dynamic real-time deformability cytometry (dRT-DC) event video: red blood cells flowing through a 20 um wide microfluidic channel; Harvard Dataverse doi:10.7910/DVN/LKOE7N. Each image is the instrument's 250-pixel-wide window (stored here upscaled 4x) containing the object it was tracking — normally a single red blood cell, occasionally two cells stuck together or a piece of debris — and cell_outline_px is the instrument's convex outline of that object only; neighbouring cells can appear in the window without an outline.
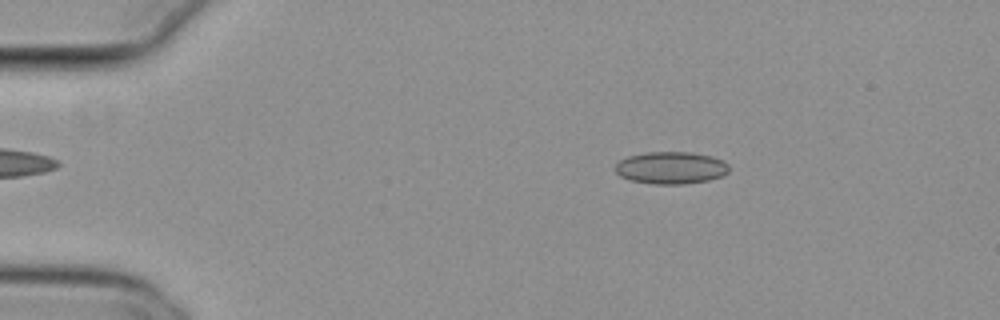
{"species": "common noctule bat (a hibernating species)", "species_latin": "Nyctalus noctula", "temperature_condition": "cold", "stored_images_in_passage": 8, "camera_frame_rate_fps": 3000, "um_per_image_px": 0.085, "animal": {"sex": "female", "body_mass_g": 29.2, "forearm_length_mm": 56.3}, "frame": {"image": 1, "passage_image": 1, "time_ms": 0.0, "image_size_px": [1000, 320], "cell_outline_px": [[728, 172], [720, 176], [708, 180], [684, 184], [656, 184], [632, 180], [620, 176], [616, 172], [616, 164], [620, 160], [628, 156], [644, 152], [688, 152], [712, 156], [728, 164]], "centroid_in_image_um": [57.01, 14.26], "position_along_channel_um": 28.0, "area_um2": 21.15}}